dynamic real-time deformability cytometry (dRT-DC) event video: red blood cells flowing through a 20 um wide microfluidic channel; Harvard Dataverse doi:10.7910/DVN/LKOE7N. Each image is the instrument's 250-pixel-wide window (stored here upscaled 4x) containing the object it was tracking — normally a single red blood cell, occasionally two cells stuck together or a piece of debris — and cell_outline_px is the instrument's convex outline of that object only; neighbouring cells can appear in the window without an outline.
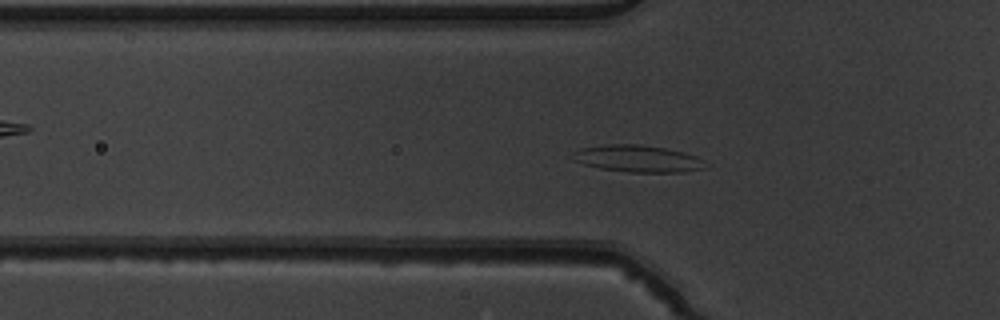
{"species": "common noctule bat (a hibernating species)", "species_latin": "Nyctalus noctula", "temperature_condition": "warm", "stored_images_in_passage": 39, "segment_of_instrument_passage": [1, 2], "camera_frame_rate_fps": 3000, "um_per_image_px": 0.085, "animal": {"sex": "male", "body_mass_g": 19.5, "forearm_length_mm": 54.6}, "frame": {"image": 1, "passage_image": 3, "time_ms": 0.667, "image_size_px": [1000, 320], "cell_outline_px": [[708, 168], [684, 172], [628, 172], [600, 168], [584, 164], [572, 160], [572, 152], [580, 148], [608, 144], [636, 144], [664, 148], [684, 152], [696, 156]], "centroid_in_image_um": [54.17, 13.49], "position_along_channel_um": 71.6, "area_um2": 20.75}}
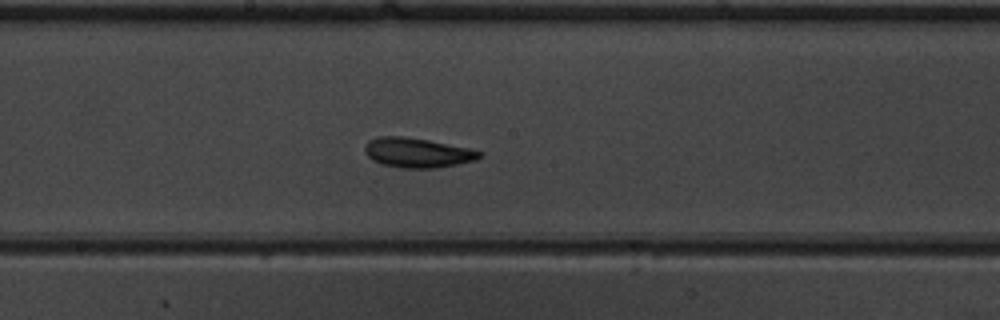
{"frame": {"image": 2, "passage_image": 14, "time_ms": 4.333, "image_size_px": [1000, 320], "cell_outline_px": [[484, 156], [476, 160], [436, 168], [400, 168], [380, 164], [372, 160], [364, 152], [364, 148], [368, 140], [376, 136], [404, 136], [428, 140], [468, 148], [484, 152]], "centroid_in_image_um": [35.46, 12.98], "position_along_channel_um": 212.7, "area_um2": 20.06}}
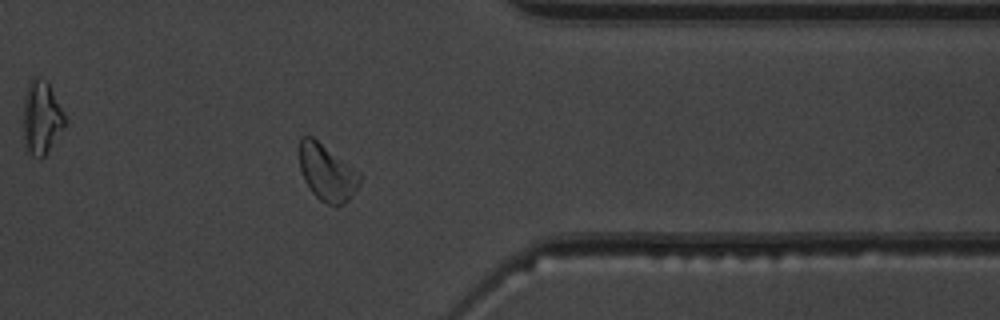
{"frame": {"image": 3, "passage_image": 28, "time_ms": 9.0, "image_size_px": [1000, 320], "cell_outline_px": [[364, 176], [360, 184], [348, 200], [344, 204], [336, 208], [320, 200], [312, 192], [304, 180], [300, 168], [300, 136], [312, 136], [360, 172]], "centroid_in_image_um": [27.83, 14.69], "position_along_channel_um": 383.6, "area_um2": 20.06}}